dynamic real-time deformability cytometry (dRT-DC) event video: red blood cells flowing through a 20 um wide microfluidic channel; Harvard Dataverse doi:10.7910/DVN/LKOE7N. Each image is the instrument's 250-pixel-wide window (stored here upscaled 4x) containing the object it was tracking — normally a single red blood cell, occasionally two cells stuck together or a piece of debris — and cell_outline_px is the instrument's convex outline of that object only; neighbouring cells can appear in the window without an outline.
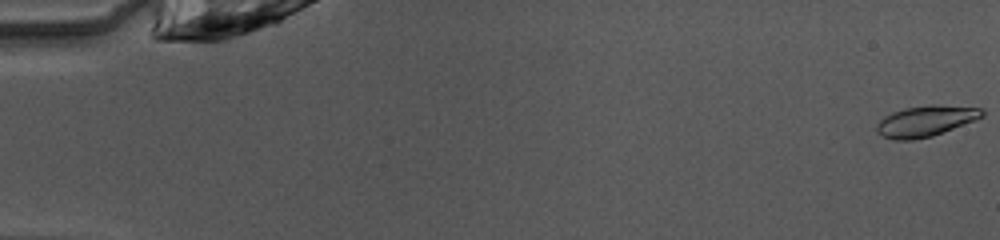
{"species": "common noctule bat (a hibernating species)", "species_latin": "Nyctalus noctula", "temperature_condition": "warm", "stored_images_in_passage": 50, "camera_frame_rate_fps": 3000, "um_per_image_px": 0.085, "animal": {"sex": "female", "body_mass_g": 10.0, "forearm_length_mm": 53.1}, "frame": {"image": 1, "passage_image": 1, "time_ms": 0.0, "image_size_px": [1000, 240], "cell_outline_px": [[984, 116], [976, 120], [932, 136], [912, 140], [892, 140], [876, 132], [876, 124], [884, 116], [892, 112], [908, 108], [932, 104], [980, 108], [984, 112]], "centroid_in_image_um": [78.66, 10.3], "position_along_channel_um": 6.3, "area_um2": 18.84}}
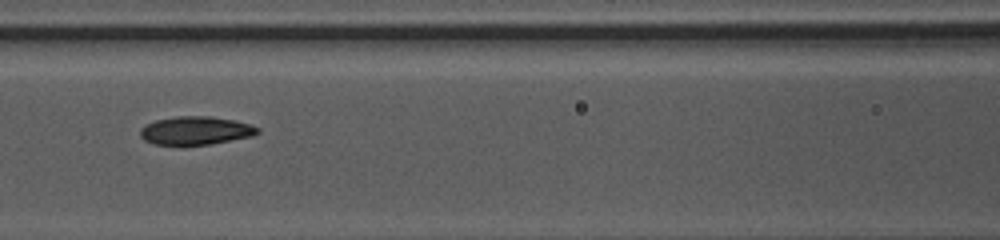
{"frame": {"image": 2, "passage_image": 23, "time_ms": 7.333, "image_size_px": [1000, 240], "cell_outline_px": [[260, 132], [252, 136], [208, 144], [152, 144], [144, 140], [140, 136], [140, 128], [156, 120], [176, 116], [212, 116], [236, 120], [252, 124], [260, 128]], "centroid_in_image_um": [16.66, 11.08], "position_along_channel_um": 149.9, "area_um2": 19.31}}
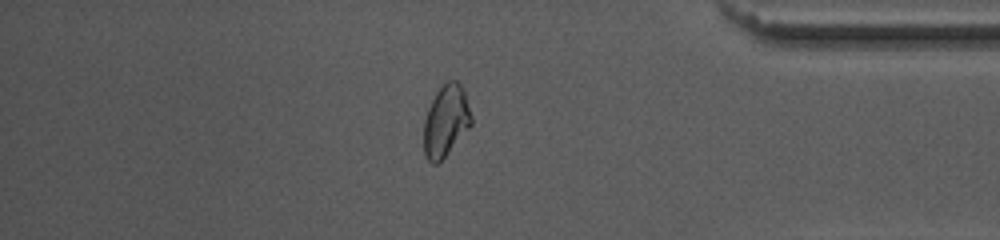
{"frame": {"image": 3, "passage_image": 43, "time_ms": 14.0, "image_size_px": [1000, 240], "cell_outline_px": [[472, 124], [444, 156], [436, 164], [432, 164], [428, 160], [424, 152], [424, 120], [428, 108], [436, 92], [448, 80], [456, 80], [460, 84], [464, 92], [472, 116]], "centroid_in_image_um": [37.89, 10.26], "position_along_channel_um": 397.3, "area_um2": 19.42}}